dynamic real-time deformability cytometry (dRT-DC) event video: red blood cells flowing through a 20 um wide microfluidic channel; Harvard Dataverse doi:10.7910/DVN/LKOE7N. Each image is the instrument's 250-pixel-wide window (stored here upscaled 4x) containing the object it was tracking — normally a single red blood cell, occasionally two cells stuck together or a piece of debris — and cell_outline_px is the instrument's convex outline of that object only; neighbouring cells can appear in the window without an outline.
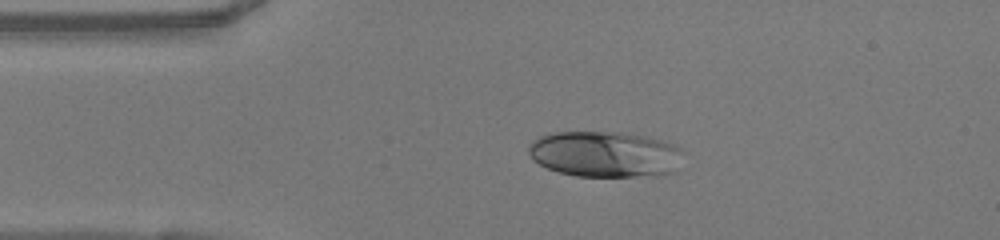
{"species": "human", "species_latin": "Homo sapiens", "temperature_condition": "warm", "stored_images_in_passage": 40, "camera_frame_rate_fps": 3000, "um_per_image_px": 0.085, "donor": {"sex": "female"}, "frame": {"image": 1, "passage_image": 1, "time_ms": 0.0, "image_size_px": [1000, 240], "cell_outline_px": [[680, 148], [676, 172], [668, 176], [576, 176], [560, 172], [548, 168], [532, 160], [528, 152], [528, 144], [536, 136], [552, 132], [624, 132], [648, 136], [664, 140]], "centroid_in_image_um": [51.4, 13.1], "position_along_channel_um": 33.6, "area_um2": 41.91}}
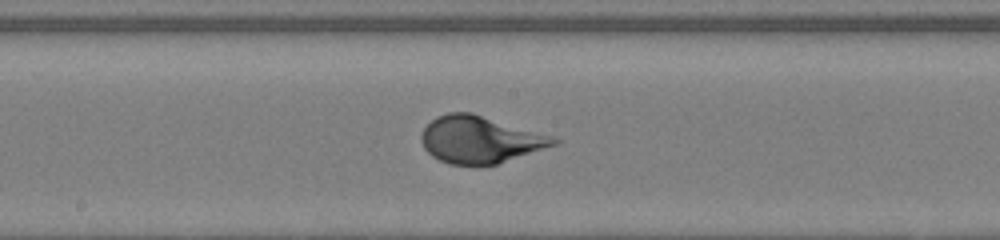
{"frame": {"image": 2, "passage_image": 16, "time_ms": 5.0, "image_size_px": [1000, 240], "cell_outline_px": [[560, 140], [556, 144], [496, 164], [448, 164], [432, 156], [424, 148], [420, 140], [420, 136], [424, 128], [436, 116], [448, 112], [472, 112], [552, 136]], "centroid_in_image_um": [40.75, 11.84], "position_along_channel_um": 207.4, "area_um2": 35.84}}
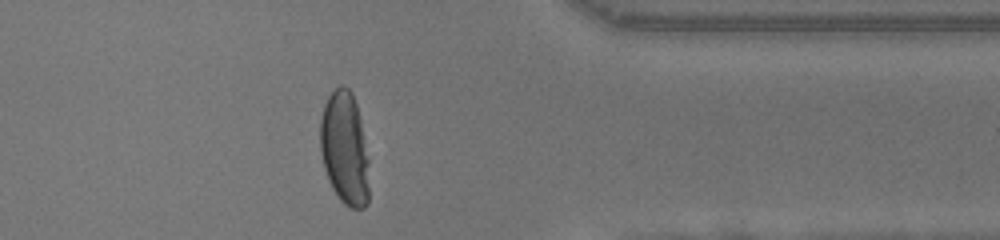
{"frame": {"image": 3, "passage_image": 30, "time_ms": 9.667, "image_size_px": [1000, 240], "cell_outline_px": [[368, 204], [364, 208], [352, 208], [344, 204], [340, 200], [332, 188], [328, 180], [324, 168], [320, 152], [320, 120], [324, 104], [328, 96], [340, 84], [344, 84], [352, 92], [356, 104], [360, 120], [368, 160]], "centroid_in_image_um": [29.28, 12.62], "position_along_channel_um": 382.1, "area_um2": 32.31}}